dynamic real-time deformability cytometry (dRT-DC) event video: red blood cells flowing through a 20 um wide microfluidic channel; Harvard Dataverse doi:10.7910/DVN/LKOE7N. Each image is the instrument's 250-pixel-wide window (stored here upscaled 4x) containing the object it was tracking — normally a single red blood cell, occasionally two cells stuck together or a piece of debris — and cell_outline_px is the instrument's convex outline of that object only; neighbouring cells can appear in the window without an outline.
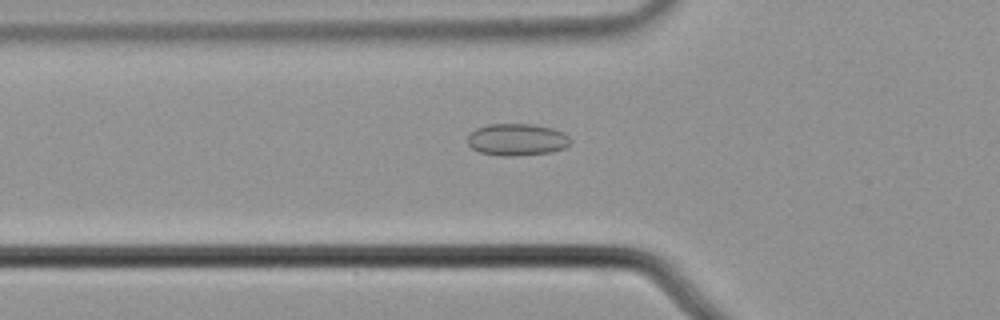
{"species": "common noctule bat (a hibernating species)", "species_latin": "Nyctalus noctula", "temperature_condition": "cold", "stored_images_in_passage": 56, "camera_frame_rate_fps": 3000, "um_per_image_px": 0.085, "animal": {"sex": "male", "body_mass_g": 21.5, "forearm_length_mm": 52.0}, "frame": {"image": 1, "passage_image": 20, "time_ms": 6.333, "image_size_px": [1000, 320], "cell_outline_px": [[572, 140], [564, 148], [552, 152], [512, 156], [504, 156], [480, 152], [472, 148], [468, 144], [468, 136], [476, 128], [488, 124], [532, 124], [552, 128], [564, 132]], "centroid_in_image_um": [43.96, 11.86], "position_along_channel_um": 81.8, "area_um2": 19.13}}
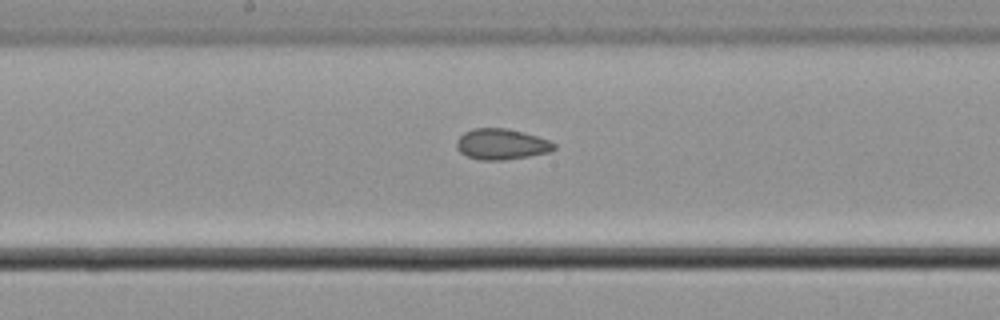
{"frame": {"image": 2, "passage_image": 30, "time_ms": 9.667, "image_size_px": [1000, 320], "cell_outline_px": [[556, 148], [548, 152], [528, 156], [504, 160], [480, 160], [468, 156], [460, 152], [456, 148], [456, 140], [464, 132], [472, 128], [504, 128], [524, 132], [548, 140], [556, 144]], "centroid_in_image_um": [42.6, 12.25], "position_along_channel_um": 205.6, "area_um2": 17.46}}
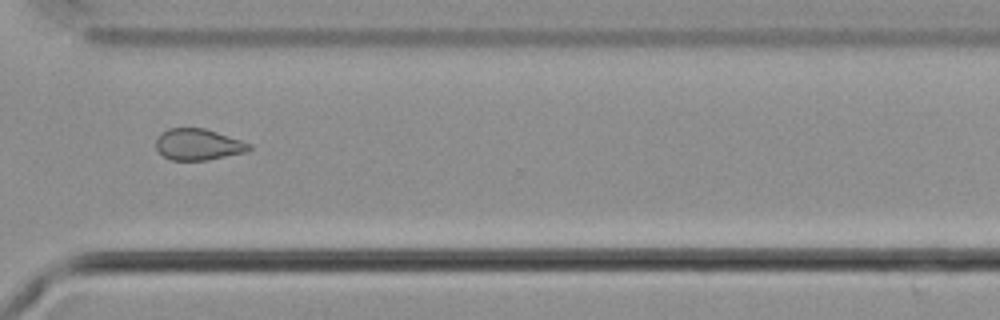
{"frame": {"image": 3, "passage_image": 42, "time_ms": 13.667, "image_size_px": [1000, 320], "cell_outline_px": [[252, 148], [248, 152], [208, 160], [172, 160], [164, 156], [156, 148], [156, 136], [160, 132], [168, 128], [204, 128], [252, 144]], "centroid_in_image_um": [16.84, 12.28], "position_along_channel_um": 353.8, "area_um2": 17.11}, "authors_computed_cell_mechanics": {"area_um2": 18.3226, "velocity_mm_per_s": 3.7087, "shape_relaxation_time_tau1_ms": null, "shape_relaxation_time_tau2_ms": 5.7013, "deformation_change_tau1": null, "deformation_change_tau2": 0.1078}}